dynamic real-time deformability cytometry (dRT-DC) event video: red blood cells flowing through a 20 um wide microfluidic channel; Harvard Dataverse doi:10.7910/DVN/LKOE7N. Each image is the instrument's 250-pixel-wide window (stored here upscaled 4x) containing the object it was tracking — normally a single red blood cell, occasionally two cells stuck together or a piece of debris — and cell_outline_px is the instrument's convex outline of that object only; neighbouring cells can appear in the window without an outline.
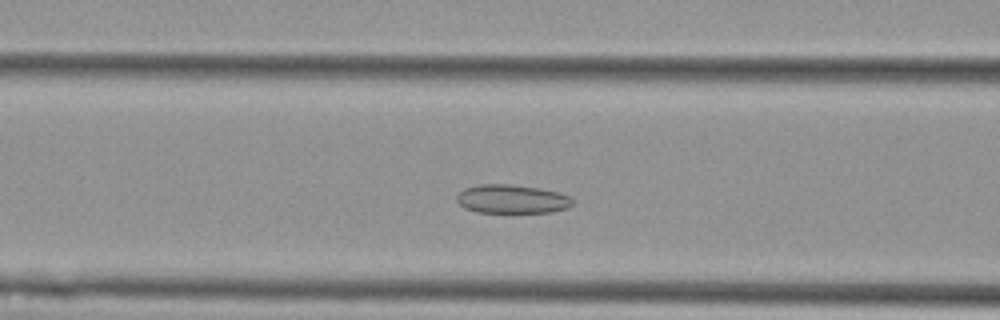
{"species": "Egyptian fruit bat (a non-hibernating species)", "species_latin": "Rousettus aegyptiacus", "temperature_condition": "cold", "stored_images_in_passage": 48, "camera_frame_rate_fps": 3000, "um_per_image_px": 0.085, "animal": {"sex": "female"}, "frame": {"image": 1, "passage_image": 15, "time_ms": 4.667, "image_size_px": [1000, 320], "cell_outline_px": [[576, 200], [568, 208], [552, 212], [476, 212], [464, 208], [456, 200], [456, 196], [464, 188], [480, 184], [508, 184], [540, 188], [560, 192]], "centroid_in_image_um": [43.53, 16.91], "position_along_channel_um": 123.1, "area_um2": 19.54}}
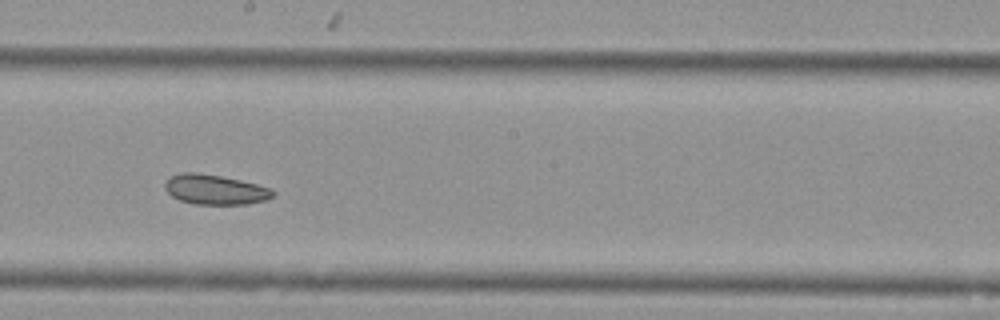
{"frame": {"image": 2, "passage_image": 24, "time_ms": 7.667, "image_size_px": [1000, 320], "cell_outline_px": [[276, 192], [272, 196], [264, 200], [248, 204], [192, 204], [180, 200], [172, 196], [164, 188], [164, 184], [172, 176], [180, 172], [196, 172], [220, 176], [240, 180], [256, 184], [268, 188]], "centroid_in_image_um": [18.25, 16.11], "position_along_channel_um": 230.0, "area_um2": 18.61}}
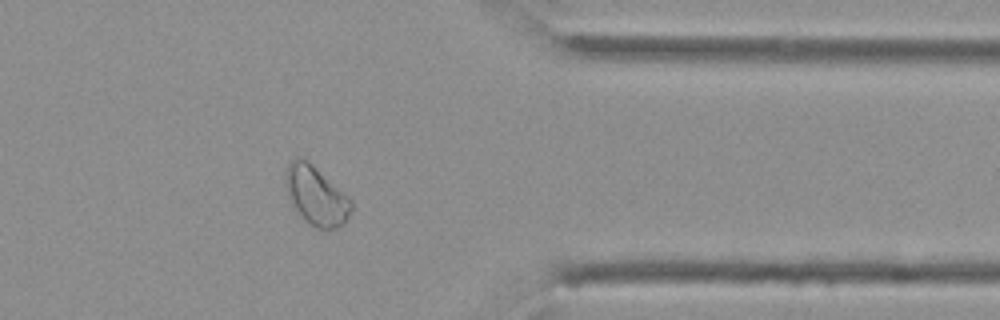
{"frame": {"image": 3, "passage_image": 38, "time_ms": 12.333, "image_size_px": [1000, 320], "cell_outline_px": [[352, 212], [344, 224], [336, 228], [316, 228], [304, 220], [292, 208], [288, 200], [284, 184], [284, 172], [288, 164], [296, 156], [300, 156], [308, 160], [348, 196], [352, 200]], "centroid_in_image_um": [26.82, 16.62], "position_along_channel_um": 384.6, "area_um2": 23.12}}